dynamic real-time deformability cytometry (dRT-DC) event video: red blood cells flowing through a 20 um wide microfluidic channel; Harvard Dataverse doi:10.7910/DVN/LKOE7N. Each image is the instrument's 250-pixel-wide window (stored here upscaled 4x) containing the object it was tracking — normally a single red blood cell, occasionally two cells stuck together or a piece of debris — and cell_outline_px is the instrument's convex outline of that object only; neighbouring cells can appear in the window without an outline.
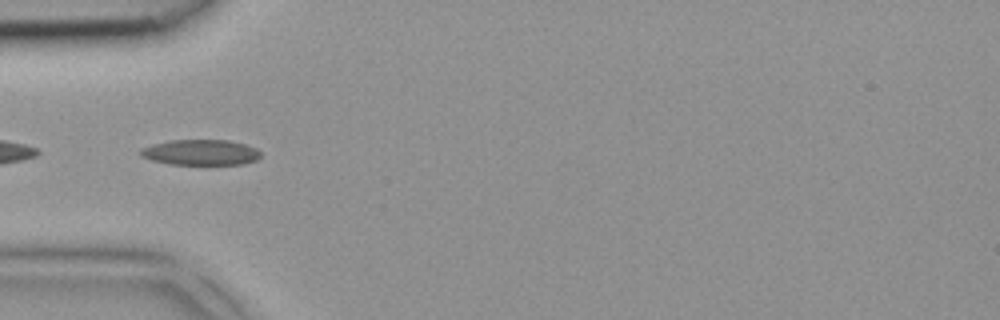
{"species": "common noctule bat (a hibernating species)", "species_latin": "Nyctalus noctula", "temperature_condition": "room temperature", "stored_images_in_passage": 3, "camera_frame_rate_fps": 3000, "um_per_image_px": 0.085, "animal": {"sex": "female", "body_mass_g": 18.4}, "frame": {"image": 1, "passage_image": 3, "time_ms": 0.667, "image_size_px": [1000, 320], "cell_outline_px": [[260, 156], [256, 160], [244, 164], [168, 164], [152, 160], [140, 156], [140, 148], [152, 144], [172, 140], [228, 140], [244, 144], [256, 148], [260, 152]], "centroid_in_image_um": [17.04, 12.95], "position_along_channel_um": 68.0, "area_um2": 17.86}}